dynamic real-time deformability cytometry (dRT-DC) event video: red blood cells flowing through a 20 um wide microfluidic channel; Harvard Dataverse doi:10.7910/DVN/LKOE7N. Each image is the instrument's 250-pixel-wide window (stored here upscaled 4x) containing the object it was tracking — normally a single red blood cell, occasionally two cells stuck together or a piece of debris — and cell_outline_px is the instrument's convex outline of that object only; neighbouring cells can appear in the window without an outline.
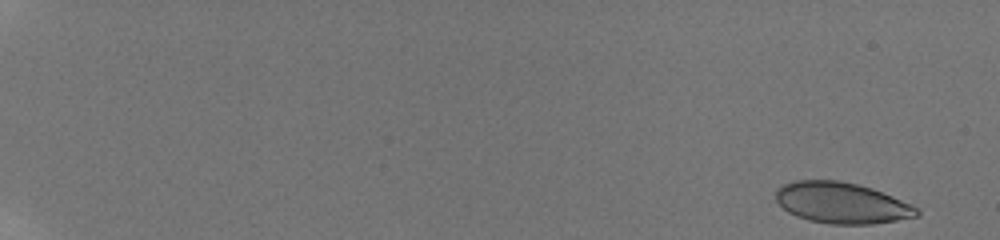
{"species": "human", "species_latin": "Homo sapiens", "temperature_condition": "room temperature", "stored_images_in_passage": 13, "camera_frame_rate_fps": 3000, "um_per_image_px": 0.085, "donor": {"sex": "male"}, "frame": {"image": 1, "passage_image": 1, "time_ms": 0.0, "image_size_px": [1000, 240], "cell_outline_px": [[920, 216], [872, 224], [832, 224], [808, 220], [796, 216], [788, 212], [776, 200], [776, 188], [784, 184], [796, 180], [840, 180], [872, 188], [912, 204], [920, 212]], "centroid_in_image_um": [71.54, 17.24], "position_along_channel_um": 13.5, "area_um2": 33.7}}
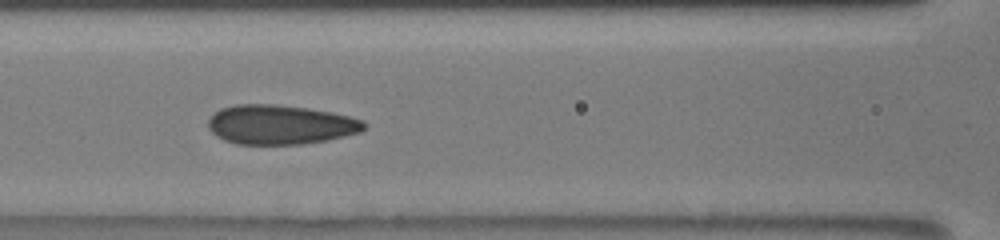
{"frame": {"image": 2, "passage_image": 10, "time_ms": 9.0, "image_size_px": [1000, 240], "cell_outline_px": [[368, 124], [360, 132], [328, 140], [304, 144], [236, 144], [224, 140], [216, 136], [208, 128], [208, 120], [220, 108], [236, 104], [272, 104], [308, 108], [332, 112], [364, 120]], "centroid_in_image_um": [23.83, 10.59], "position_along_channel_um": 142.8, "area_um2": 35.95}}
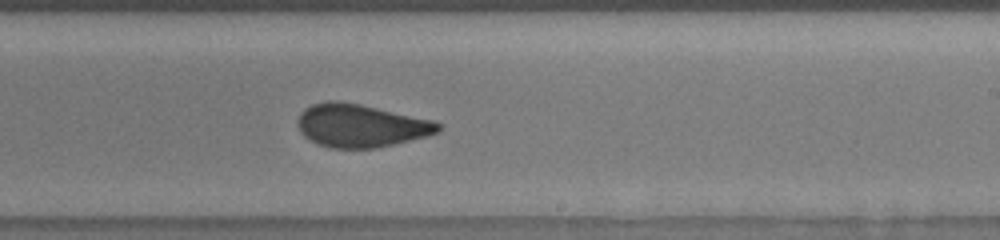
{"frame": {"image": 3, "passage_image": 13, "time_ms": 12.0, "image_size_px": [1000, 240], "cell_outline_px": [[444, 124], [440, 132], [428, 136], [376, 148], [328, 148], [316, 144], [304, 136], [300, 132], [300, 112], [304, 108], [312, 104], [328, 100], [336, 100], [360, 104], [436, 120]], "centroid_in_image_um": [30.73, 10.68], "position_along_channel_um": 258.3, "area_um2": 35.55}}